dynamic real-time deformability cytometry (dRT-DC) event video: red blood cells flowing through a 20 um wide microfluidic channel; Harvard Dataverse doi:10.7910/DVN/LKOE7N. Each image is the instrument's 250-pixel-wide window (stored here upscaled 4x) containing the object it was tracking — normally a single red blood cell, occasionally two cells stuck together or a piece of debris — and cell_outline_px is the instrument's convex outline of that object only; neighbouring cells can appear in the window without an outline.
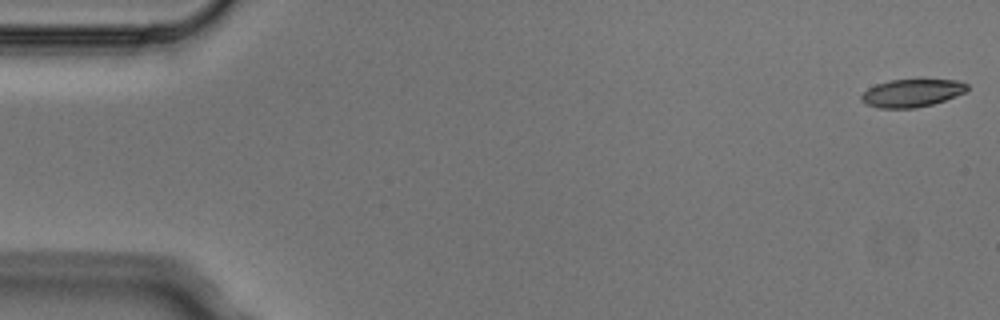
{"species": "Egyptian fruit bat (a non-hibernating species)", "species_latin": "Rousettus aegyptiacus", "temperature_condition": "cold", "stored_images_in_passage": 3, "camera_frame_rate_fps": 3000, "um_per_image_px": 0.085, "animal": {"sex": "male"}, "frame": {"image": 1, "passage_image": 1, "time_ms": 0.0, "image_size_px": [1000, 320], "cell_outline_px": [[968, 88], [964, 92], [944, 100], [932, 104], [916, 108], [876, 108], [864, 104], [860, 100], [860, 96], [868, 88], [876, 84], [892, 80], [960, 80], [968, 84]], "centroid_in_image_um": [77.46, 7.91], "position_along_channel_um": 7.5, "area_um2": 17.11}}